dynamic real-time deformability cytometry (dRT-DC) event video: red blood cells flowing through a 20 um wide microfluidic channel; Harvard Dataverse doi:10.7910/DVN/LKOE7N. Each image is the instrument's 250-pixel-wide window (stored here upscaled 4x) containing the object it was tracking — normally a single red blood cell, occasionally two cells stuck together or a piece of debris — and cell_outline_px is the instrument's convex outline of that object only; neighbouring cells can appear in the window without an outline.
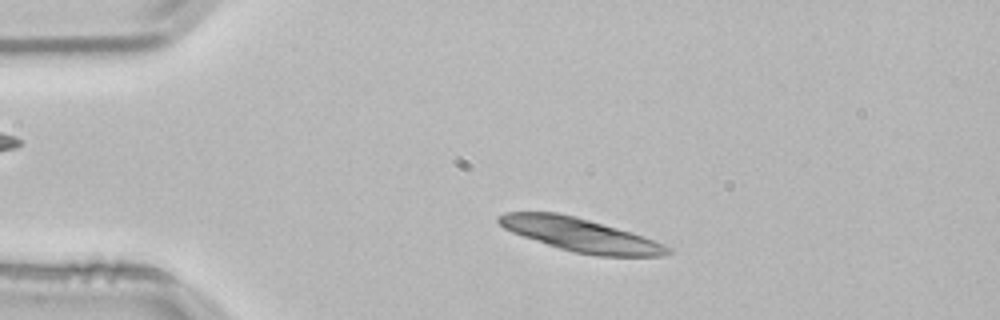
{"species": "common noctule bat (a hibernating species)", "species_latin": "Nyctalus noctula", "temperature_condition": "room temperature", "stored_images_in_passage": 50, "camera_frame_rate_fps": 3000, "um_per_image_px": 0.085, "animal": {"sex": "male", "body_mass_g": 21.5, "forearm_length_mm": 52.0}, "frame": {"image": 1, "passage_image": 8, "time_ms": 2.333, "image_size_px": [1000, 320], "cell_outline_px": [[672, 252], [664, 256], [596, 256], [572, 252], [512, 232], [504, 228], [496, 220], [496, 216], [504, 212], [556, 212], [576, 216], [616, 228], [664, 244], [672, 248]], "centroid_in_image_um": [49.31, 19.96], "position_along_channel_um": 35.7, "area_um2": 32.48}, "authors_computed_cell_mechanics": {"area_um2": 25.6632, "velocity_mm_per_s": 3.7873, "shape_relaxation_time_tau1_ms": 6.0575, "shape_relaxation_time_tau2_ms": 3.5164, "deformation_change_tau1": 0.1297, "deformation_change_tau2": 0.0777}}